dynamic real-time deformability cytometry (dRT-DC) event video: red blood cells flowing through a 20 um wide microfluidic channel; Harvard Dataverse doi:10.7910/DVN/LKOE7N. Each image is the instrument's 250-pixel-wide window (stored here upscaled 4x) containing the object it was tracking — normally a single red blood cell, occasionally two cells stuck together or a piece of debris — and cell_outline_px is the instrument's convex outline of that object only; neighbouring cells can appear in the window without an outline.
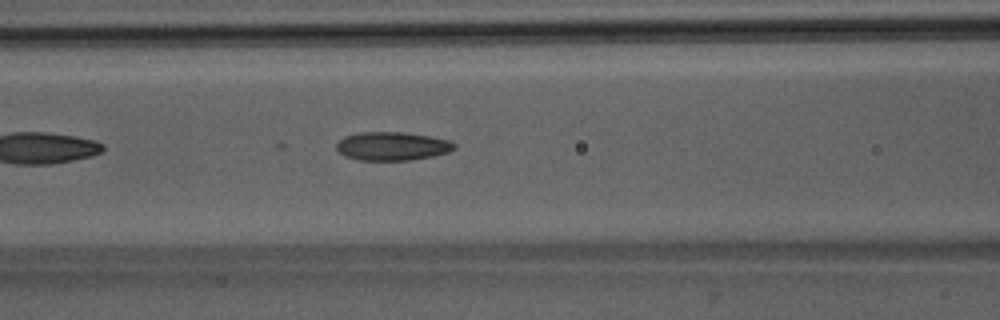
{"species": "Egyptian fruit bat (a non-hibernating species)", "species_latin": "Rousettus aegyptiacus", "temperature_condition": "room temperature", "stored_images_in_passage": 18, "camera_frame_rate_fps": 3000, "um_per_image_px": 0.085, "animal": {"sex": "male"}, "frame": {"image": 1, "passage_image": 8, "time_ms": 2.333, "image_size_px": [1000, 320], "cell_outline_px": [[456, 148], [448, 152], [432, 156], [412, 160], [356, 160], [344, 156], [336, 148], [336, 144], [344, 136], [360, 132], [404, 132], [428, 136], [448, 140], [456, 144]], "centroid_in_image_um": [33.32, 12.42], "position_along_channel_um": 133.3, "area_um2": 19.59}}
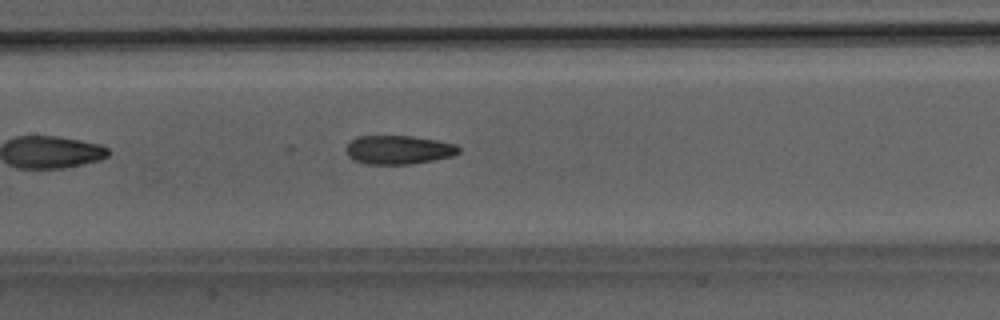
{"frame": {"image": 2, "passage_image": 11, "time_ms": 3.333, "image_size_px": [1000, 320], "cell_outline_px": [[460, 152], [452, 156], [412, 164], [364, 164], [352, 160], [348, 156], [344, 148], [352, 140], [360, 136], [412, 136], [436, 140], [456, 144], [460, 148]], "centroid_in_image_um": [33.85, 12.74], "position_along_channel_um": 173.5, "area_um2": 18.96}}